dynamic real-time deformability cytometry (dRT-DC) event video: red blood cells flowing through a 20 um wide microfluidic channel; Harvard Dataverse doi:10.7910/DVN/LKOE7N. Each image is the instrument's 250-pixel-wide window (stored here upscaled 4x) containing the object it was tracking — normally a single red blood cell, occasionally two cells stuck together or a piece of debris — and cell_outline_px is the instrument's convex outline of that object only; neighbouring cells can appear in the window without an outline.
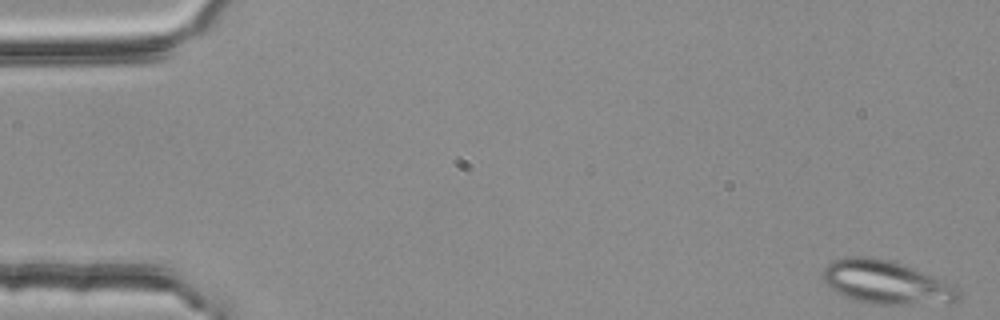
{"species": "common noctule bat (a hibernating species)", "species_latin": "Nyctalus noctula", "temperature_condition": "room temperature", "stored_images_in_passage": 2, "segment_of_instrument_passage": [2, 2], "camera_frame_rate_fps": 3000, "um_per_image_px": 0.085, "animal": {"sex": "female", "body_mass_g": 25.1}, "frame": {"image": 1, "passage_image": 2, "time_ms": 0.333, "image_size_px": [1000, 320], "cell_outline_px": [[964, 296], [952, 300], [900, 304], [872, 304], [856, 300], [844, 296], [836, 292], [824, 280], [824, 268], [832, 260], [848, 256], [868, 256], [888, 260], [904, 264], [952, 284]], "centroid_in_image_um": [75.27, 23.97], "position_along_channel_um": 9.7, "area_um2": 33.52}}